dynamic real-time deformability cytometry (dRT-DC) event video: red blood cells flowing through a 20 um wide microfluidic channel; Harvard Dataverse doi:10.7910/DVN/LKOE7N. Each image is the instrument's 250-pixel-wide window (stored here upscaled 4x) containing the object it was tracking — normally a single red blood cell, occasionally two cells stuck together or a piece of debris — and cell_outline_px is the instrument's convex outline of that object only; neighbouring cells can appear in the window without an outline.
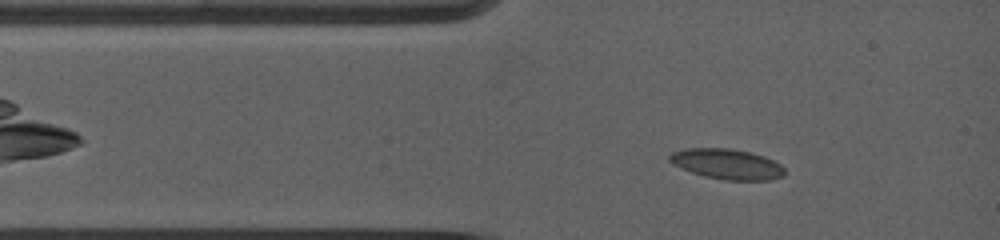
{"species": "common noctule bat (a hibernating species)", "species_latin": "Nyctalus noctula", "temperature_condition": "warm", "stored_images_in_passage": 48, "camera_frame_rate_fps": 5000, "um_per_image_px": 0.085, "animal": {"sex": "female", "body_mass_g": 19.0, "forearm_length_mm": 53.3}, "frame": {"image": 1, "passage_image": 4, "time_ms": 1.0, "image_size_px": [1000, 240], "cell_outline_px": [[784, 176], [772, 180], [724, 180], [704, 176], [692, 172], [672, 164], [668, 160], [668, 156], [672, 152], [688, 148], [732, 148], [764, 156], [780, 164], [784, 168]], "centroid_in_image_um": [61.79, 13.94], "position_along_channel_um": 23.2, "area_um2": 20.35}}
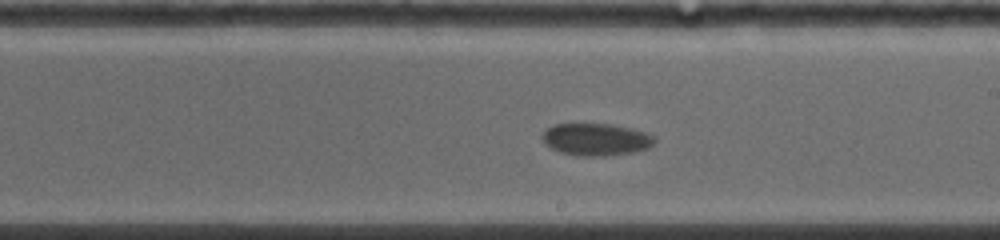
{"frame": {"image": 2, "passage_image": 27, "time_ms": 7.6, "image_size_px": [1000, 240], "cell_outline_px": [[656, 140], [648, 148], [632, 152], [604, 156], [580, 156], [560, 152], [544, 144], [540, 136], [548, 128], [556, 124], [612, 124], [632, 128], [644, 132], [652, 136]], "centroid_in_image_um": [50.63, 11.85], "position_along_channel_um": 238.4, "area_um2": 20.98}}
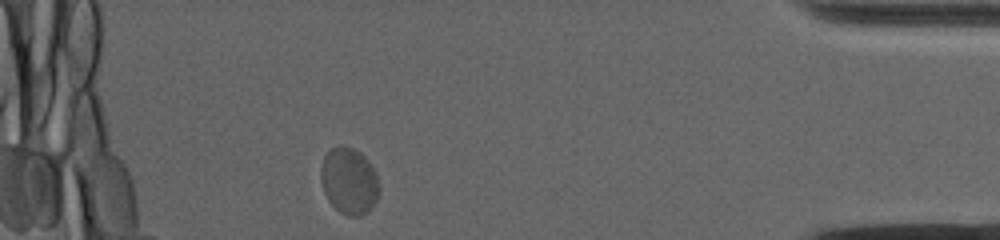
{"frame": {"image": 3, "passage_image": 45, "time_ms": 14.0, "image_size_px": [1000, 240], "cell_outline_px": [[380, 188], [376, 200], [368, 212], [360, 216], [348, 216], [340, 212], [328, 200], [324, 192], [320, 180], [320, 168], [324, 156], [332, 148], [340, 144], [344, 144], [360, 152], [368, 160], [376, 172]], "centroid_in_image_um": [29.67, 15.37], "position_along_channel_um": 405.5, "area_um2": 22.89}, "authors_computed_cell_mechanics": {"area_um2": 21.097, "velocity_mm_per_s": 3.4914, "shape_relaxation_time_tau1_ms": 0.8718, "shape_relaxation_time_tau2_ms": null, "deformation_change_tau1": 0.042, "deformation_change_tau2": null}}